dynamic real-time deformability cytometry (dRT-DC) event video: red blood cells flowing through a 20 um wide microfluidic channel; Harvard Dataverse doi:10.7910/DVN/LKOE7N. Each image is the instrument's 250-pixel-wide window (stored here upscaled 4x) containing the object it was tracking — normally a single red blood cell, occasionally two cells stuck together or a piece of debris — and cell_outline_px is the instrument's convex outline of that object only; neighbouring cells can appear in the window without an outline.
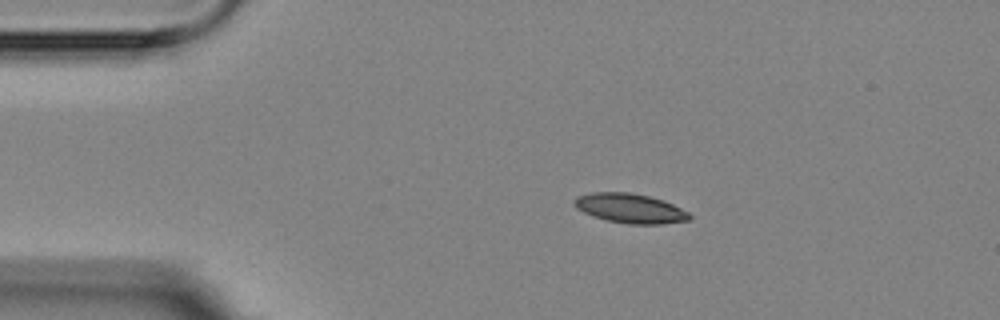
{"species": "Egyptian fruit bat (a non-hibernating species)", "species_latin": "Rousettus aegyptiacus", "temperature_condition": "room temperature", "stored_images_in_passage": 4, "camera_frame_rate_fps": 3000, "um_per_image_px": 0.085, "animal": {"sex": "female"}, "frame": {"image": 1, "passage_image": 2, "time_ms": 1.333, "image_size_px": [1000, 320], "cell_outline_px": [[692, 216], [688, 220], [660, 224], [628, 224], [608, 220], [592, 216], [576, 208], [572, 204], [572, 200], [576, 196], [592, 192], [632, 192], [664, 200], [688, 212]], "centroid_in_image_um": [53.51, 17.69], "position_along_channel_um": 31.5, "area_um2": 19.88}}